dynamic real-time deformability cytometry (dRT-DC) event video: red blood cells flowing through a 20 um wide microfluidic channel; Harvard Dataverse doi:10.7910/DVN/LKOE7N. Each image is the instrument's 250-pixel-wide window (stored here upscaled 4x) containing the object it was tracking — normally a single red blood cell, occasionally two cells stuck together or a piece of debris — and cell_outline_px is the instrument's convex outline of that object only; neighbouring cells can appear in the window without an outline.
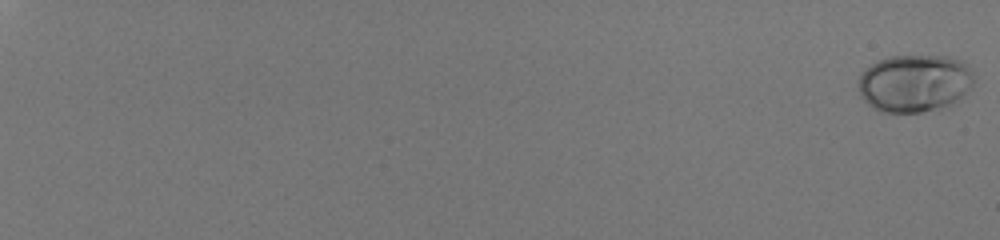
{"species": "human", "species_latin": "Homo sapiens", "temperature_condition": "room temperature", "stored_images_in_passage": 58, "camera_frame_rate_fps": 3000, "um_per_image_px": 0.085, "donor": {"sex": "male"}, "frame": {"image": 1, "passage_image": 1, "time_ms": 0.0, "image_size_px": [1000, 240], "cell_outline_px": [[972, 88], [952, 104], [920, 112], [880, 112], [872, 108], [860, 96], [860, 72], [876, 60], [892, 56], [948, 56], [960, 60], [968, 64], [972, 72]], "centroid_in_image_um": [77.73, 7.06], "position_along_channel_um": 7.3, "area_um2": 38.84}}
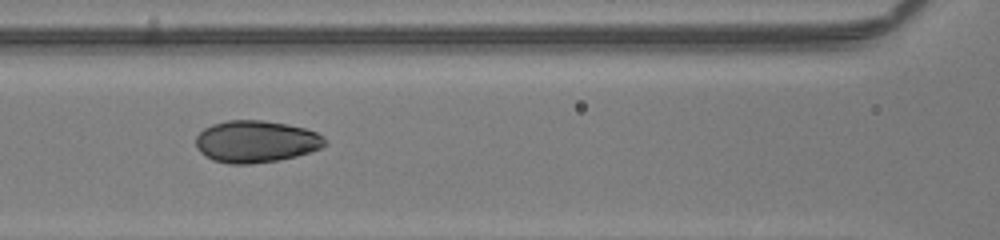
{"frame": {"image": 2, "passage_image": 33, "time_ms": 10.667, "image_size_px": [1000, 240], "cell_outline_px": [[328, 144], [320, 148], [296, 156], [276, 160], [252, 164], [228, 164], [212, 160], [204, 156], [196, 148], [196, 136], [204, 128], [212, 124], [228, 120], [264, 120], [288, 124], [304, 128], [316, 132], [324, 136], [328, 140]], "centroid_in_image_um": [21.75, 12.03], "position_along_channel_um": 144.8, "area_um2": 31.85}}
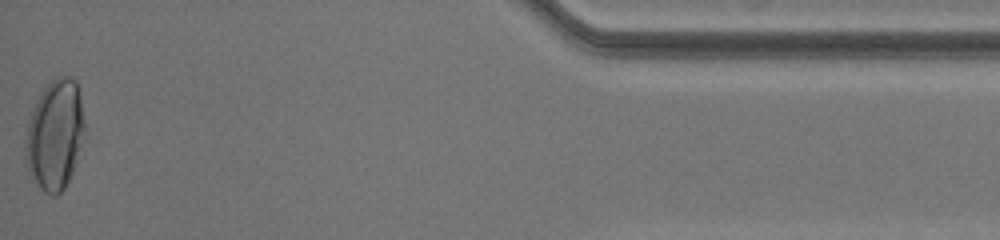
{"frame": {"image": 3, "passage_image": 58, "time_ms": 19.0, "image_size_px": [1000, 240], "cell_outline_px": [[84, 140], [76, 164], [64, 188], [56, 196], [52, 196], [44, 192], [40, 188], [28, 172], [24, 140], [28, 120], [44, 88], [56, 76], [72, 76], [76, 80], [80, 92], [84, 120]], "centroid_in_image_um": [4.69, 11.46], "position_along_channel_um": 430.5, "area_um2": 38.15}, "authors_computed_cell_mechanics": {"area_um2": 32.5125, "velocity_mm_per_s": 4.0868, "shape_relaxation_time_tau1_ms": 4.6822, "shape_relaxation_time_tau2_ms": null, "deformation_change_tau1": 0.1666, "deformation_change_tau2": null}}